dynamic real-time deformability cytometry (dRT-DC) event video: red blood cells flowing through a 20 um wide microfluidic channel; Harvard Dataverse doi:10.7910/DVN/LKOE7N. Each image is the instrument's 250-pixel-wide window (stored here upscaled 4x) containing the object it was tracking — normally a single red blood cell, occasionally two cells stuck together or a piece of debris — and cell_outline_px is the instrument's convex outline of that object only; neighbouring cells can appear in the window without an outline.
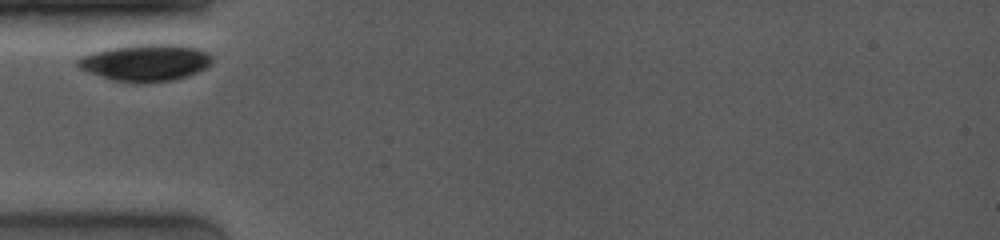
{"species": "common noctule bat (a hibernating species)", "species_latin": "Nyctalus noctula", "temperature_condition": "room temperature", "stored_images_in_passage": 31, "camera_frame_rate_fps": 4000, "um_per_image_px": 0.085, "animal": {"sex": "female", "body_mass_g": 19.0, "forearm_length_mm": 53.3}, "frame": {"image": 1, "passage_image": 1, "time_ms": 0.0, "image_size_px": [1000, 240], "cell_outline_px": [[212, 60], [204, 68], [188, 76], [172, 80], [112, 80], [80, 68], [76, 64], [76, 60], [80, 56], [92, 52], [108, 48], [128, 44], [180, 44], [196, 48], [208, 52], [212, 56]], "centroid_in_image_um": [12.36, 5.26], "position_along_channel_um": 72.6, "area_um2": 28.21}}